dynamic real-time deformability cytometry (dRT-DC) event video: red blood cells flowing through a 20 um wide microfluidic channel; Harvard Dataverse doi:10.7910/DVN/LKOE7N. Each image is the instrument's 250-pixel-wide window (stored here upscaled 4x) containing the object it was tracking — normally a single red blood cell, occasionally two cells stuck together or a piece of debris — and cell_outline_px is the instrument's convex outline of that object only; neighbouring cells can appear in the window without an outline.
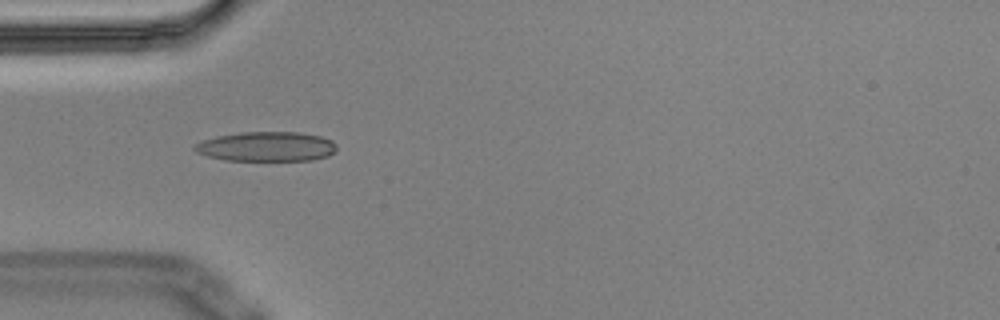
{"species": "Egyptian fruit bat (a non-hibernating species)", "species_latin": "Rousettus aegyptiacus", "temperature_condition": "cold", "stored_images_in_passage": 6, "camera_frame_rate_fps": 3000, "um_per_image_px": 0.085, "animal": {"sex": "male"}, "frame": {"image": 1, "passage_image": 5, "time_ms": 1.333, "image_size_px": [1000, 320], "cell_outline_px": [[336, 148], [328, 156], [312, 160], [224, 160], [208, 156], [196, 152], [192, 148], [196, 144], [204, 140], [216, 136], [240, 132], [300, 132], [320, 136], [332, 140], [336, 144]], "centroid_in_image_um": [22.65, 12.45], "position_along_channel_um": 62.4, "area_um2": 24.45}}